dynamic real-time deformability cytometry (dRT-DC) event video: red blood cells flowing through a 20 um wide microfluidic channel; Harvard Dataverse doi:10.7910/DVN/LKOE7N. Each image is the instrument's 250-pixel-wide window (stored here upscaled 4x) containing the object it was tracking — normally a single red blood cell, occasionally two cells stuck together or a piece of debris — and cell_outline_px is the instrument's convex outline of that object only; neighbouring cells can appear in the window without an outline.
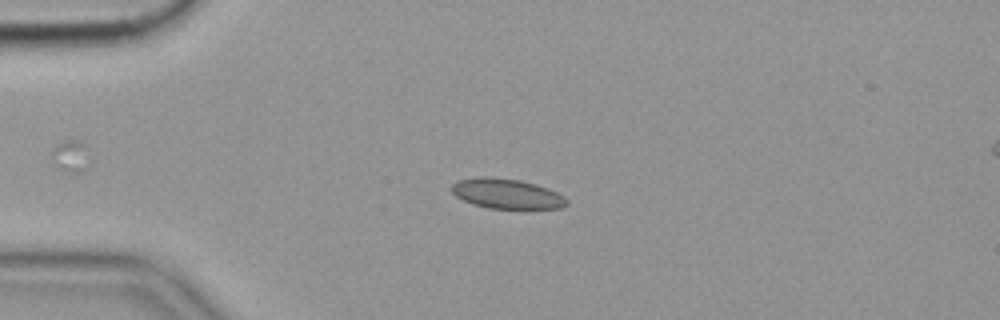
{"species": "common noctule bat (a hibernating species)", "species_latin": "Nyctalus noctula", "temperature_condition": "cold", "stored_images_in_passage": 13, "camera_frame_rate_fps": 3000, "um_per_image_px": 0.085, "animal": {"sex": "female", "body_mass_g": 19.9}, "frame": {"image": 1, "passage_image": 13, "time_ms": 4.0, "image_size_px": [1000, 320], "cell_outline_px": [[568, 204], [560, 208], [488, 208], [472, 204], [456, 196], [452, 192], [452, 184], [460, 180], [480, 176], [488, 176], [520, 180], [536, 184], [548, 188], [564, 196], [568, 200]], "centroid_in_image_um": [43.08, 16.46], "position_along_channel_um": 41.9, "area_um2": 20.0}}